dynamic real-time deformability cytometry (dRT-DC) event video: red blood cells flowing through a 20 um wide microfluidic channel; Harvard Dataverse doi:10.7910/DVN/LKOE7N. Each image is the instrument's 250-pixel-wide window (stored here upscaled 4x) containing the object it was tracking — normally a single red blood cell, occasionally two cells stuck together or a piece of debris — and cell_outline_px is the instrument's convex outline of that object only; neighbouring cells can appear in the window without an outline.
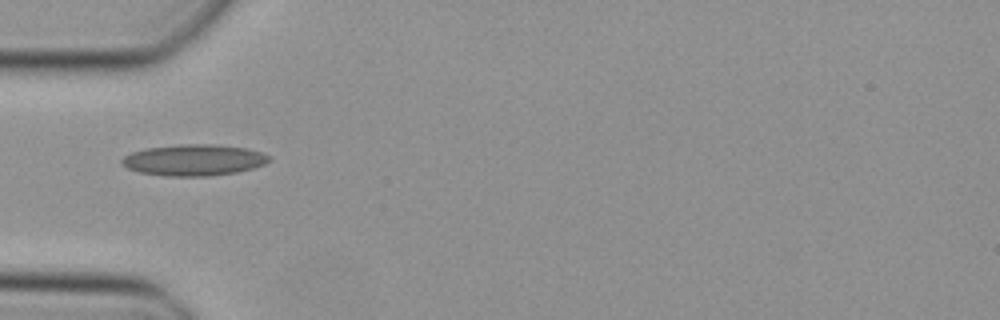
{"species": "Egyptian fruit bat (a non-hibernating species)", "species_latin": "Rousettus aegyptiacus", "temperature_condition": "cold", "stored_images_in_passage": 31, "camera_frame_rate_fps": 3000, "um_per_image_px": 0.085, "animal": {"sex": "female"}, "frame": {"image": 1, "passage_image": 1, "time_ms": 0.0, "image_size_px": [1000, 320], "cell_outline_px": [[272, 160], [264, 164], [252, 168], [236, 172], [208, 176], [164, 176], [140, 172], [128, 168], [120, 164], [120, 160], [124, 156], [132, 152], [144, 148], [180, 144], [216, 144], [248, 148], [272, 156]], "centroid_in_image_um": [16.48, 13.59], "position_along_channel_um": 68.5, "area_um2": 27.05}}
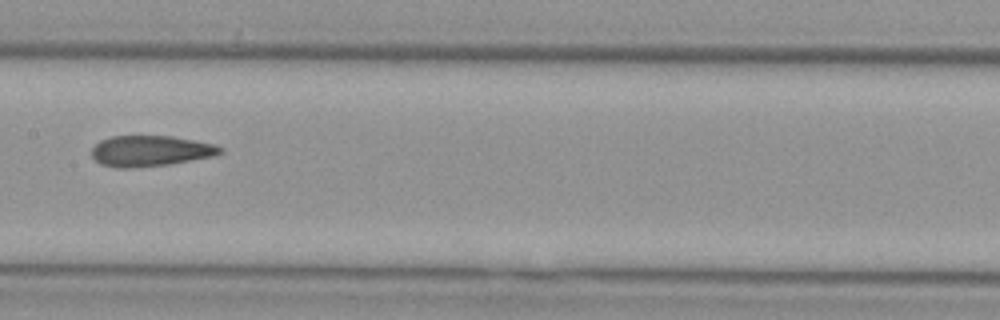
{"frame": {"image": 2, "passage_image": 10, "time_ms": 3.0, "image_size_px": [1000, 320], "cell_outline_px": [[224, 152], [216, 156], [168, 164], [132, 168], [116, 168], [100, 164], [92, 156], [92, 148], [100, 140], [112, 136], [172, 136], [216, 144], [224, 148]], "centroid_in_image_um": [12.82, 12.83], "position_along_channel_um": 194.6, "area_um2": 23.24}}
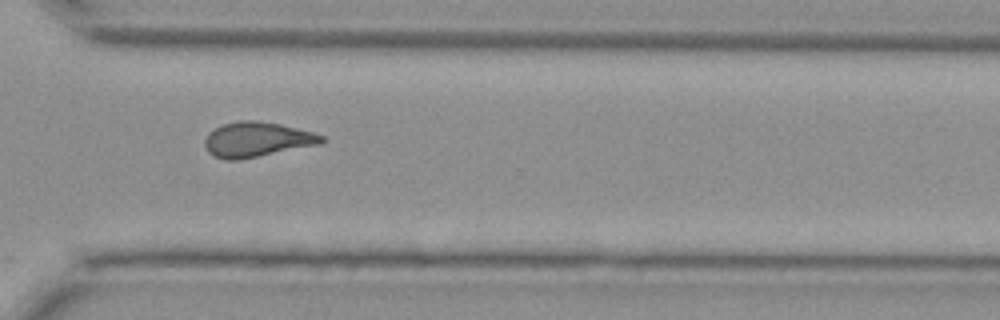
{"frame": {"image": 3, "passage_image": 21, "time_ms": 6.667, "image_size_px": [1000, 320], "cell_outline_px": [[324, 140], [320, 144], [236, 160], [224, 160], [208, 152], [204, 144], [204, 140], [208, 132], [224, 124], [240, 120], [256, 120], [280, 124], [312, 132], [324, 136]], "centroid_in_image_um": [21.81, 11.85], "position_along_channel_um": 348.8, "area_um2": 23.47}}